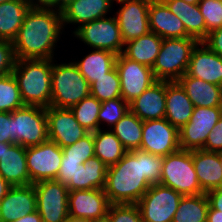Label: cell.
Wrapping results in <instances>:
<instances>
[{
    "label": "cell",
    "mask_w": 222,
    "mask_h": 222,
    "mask_svg": "<svg viewBox=\"0 0 222 222\" xmlns=\"http://www.w3.org/2000/svg\"><path fill=\"white\" fill-rule=\"evenodd\" d=\"M163 156L142 150L127 152L108 166L104 192L111 204H136L151 185L159 184Z\"/></svg>",
    "instance_id": "6da1fadb"
},
{
    "label": "cell",
    "mask_w": 222,
    "mask_h": 222,
    "mask_svg": "<svg viewBox=\"0 0 222 222\" xmlns=\"http://www.w3.org/2000/svg\"><path fill=\"white\" fill-rule=\"evenodd\" d=\"M62 29L64 27L61 11L30 8L12 41L16 60L53 59Z\"/></svg>",
    "instance_id": "7a4b0ae2"
},
{
    "label": "cell",
    "mask_w": 222,
    "mask_h": 222,
    "mask_svg": "<svg viewBox=\"0 0 222 222\" xmlns=\"http://www.w3.org/2000/svg\"><path fill=\"white\" fill-rule=\"evenodd\" d=\"M53 59H18L12 71L24 105L48 108L51 105Z\"/></svg>",
    "instance_id": "3957f363"
},
{
    "label": "cell",
    "mask_w": 222,
    "mask_h": 222,
    "mask_svg": "<svg viewBox=\"0 0 222 222\" xmlns=\"http://www.w3.org/2000/svg\"><path fill=\"white\" fill-rule=\"evenodd\" d=\"M54 62L55 60L51 74L50 106L70 109L91 94L90 85L72 61L61 64Z\"/></svg>",
    "instance_id": "277c9868"
},
{
    "label": "cell",
    "mask_w": 222,
    "mask_h": 222,
    "mask_svg": "<svg viewBox=\"0 0 222 222\" xmlns=\"http://www.w3.org/2000/svg\"><path fill=\"white\" fill-rule=\"evenodd\" d=\"M197 43L192 37L163 39L152 67L156 80L178 81L186 73L192 50Z\"/></svg>",
    "instance_id": "5b68a950"
},
{
    "label": "cell",
    "mask_w": 222,
    "mask_h": 222,
    "mask_svg": "<svg viewBox=\"0 0 222 222\" xmlns=\"http://www.w3.org/2000/svg\"><path fill=\"white\" fill-rule=\"evenodd\" d=\"M160 184L182 196L205 193L200 185L192 160V151L179 149L163 157Z\"/></svg>",
    "instance_id": "8992f818"
},
{
    "label": "cell",
    "mask_w": 222,
    "mask_h": 222,
    "mask_svg": "<svg viewBox=\"0 0 222 222\" xmlns=\"http://www.w3.org/2000/svg\"><path fill=\"white\" fill-rule=\"evenodd\" d=\"M15 144L25 148L49 140L46 108L24 105L13 111Z\"/></svg>",
    "instance_id": "52a82bcc"
},
{
    "label": "cell",
    "mask_w": 222,
    "mask_h": 222,
    "mask_svg": "<svg viewBox=\"0 0 222 222\" xmlns=\"http://www.w3.org/2000/svg\"><path fill=\"white\" fill-rule=\"evenodd\" d=\"M72 34L93 49L107 50L116 55L123 53L125 43L116 17L106 16L82 24Z\"/></svg>",
    "instance_id": "ba28073f"
},
{
    "label": "cell",
    "mask_w": 222,
    "mask_h": 222,
    "mask_svg": "<svg viewBox=\"0 0 222 222\" xmlns=\"http://www.w3.org/2000/svg\"><path fill=\"white\" fill-rule=\"evenodd\" d=\"M33 185L42 222H66L69 217L67 186L56 179L38 181Z\"/></svg>",
    "instance_id": "9c48e42d"
},
{
    "label": "cell",
    "mask_w": 222,
    "mask_h": 222,
    "mask_svg": "<svg viewBox=\"0 0 222 222\" xmlns=\"http://www.w3.org/2000/svg\"><path fill=\"white\" fill-rule=\"evenodd\" d=\"M182 195L162 184L151 185L136 203L142 222H172Z\"/></svg>",
    "instance_id": "30bf717a"
},
{
    "label": "cell",
    "mask_w": 222,
    "mask_h": 222,
    "mask_svg": "<svg viewBox=\"0 0 222 222\" xmlns=\"http://www.w3.org/2000/svg\"><path fill=\"white\" fill-rule=\"evenodd\" d=\"M221 117L222 107H194L190 120L178 130L180 149H203L208 134Z\"/></svg>",
    "instance_id": "8fae6325"
},
{
    "label": "cell",
    "mask_w": 222,
    "mask_h": 222,
    "mask_svg": "<svg viewBox=\"0 0 222 222\" xmlns=\"http://www.w3.org/2000/svg\"><path fill=\"white\" fill-rule=\"evenodd\" d=\"M115 67L120 77L121 96L127 103L157 81L151 67L131 60L123 53L117 55Z\"/></svg>",
    "instance_id": "7c38bea8"
},
{
    "label": "cell",
    "mask_w": 222,
    "mask_h": 222,
    "mask_svg": "<svg viewBox=\"0 0 222 222\" xmlns=\"http://www.w3.org/2000/svg\"><path fill=\"white\" fill-rule=\"evenodd\" d=\"M62 156V148L50 140L27 147L26 163L31 182L34 184L42 180L56 179Z\"/></svg>",
    "instance_id": "4fadbf2b"
},
{
    "label": "cell",
    "mask_w": 222,
    "mask_h": 222,
    "mask_svg": "<svg viewBox=\"0 0 222 222\" xmlns=\"http://www.w3.org/2000/svg\"><path fill=\"white\" fill-rule=\"evenodd\" d=\"M179 149L178 129L165 118L143 121L139 150L164 157Z\"/></svg>",
    "instance_id": "5bb4252c"
},
{
    "label": "cell",
    "mask_w": 222,
    "mask_h": 222,
    "mask_svg": "<svg viewBox=\"0 0 222 222\" xmlns=\"http://www.w3.org/2000/svg\"><path fill=\"white\" fill-rule=\"evenodd\" d=\"M121 8L116 11V19L124 43L150 32L148 9L151 0H115Z\"/></svg>",
    "instance_id": "9a60e30c"
},
{
    "label": "cell",
    "mask_w": 222,
    "mask_h": 222,
    "mask_svg": "<svg viewBox=\"0 0 222 222\" xmlns=\"http://www.w3.org/2000/svg\"><path fill=\"white\" fill-rule=\"evenodd\" d=\"M48 137L61 148L70 146L89 133L82 127L73 112L67 108H46Z\"/></svg>",
    "instance_id": "2e32d148"
},
{
    "label": "cell",
    "mask_w": 222,
    "mask_h": 222,
    "mask_svg": "<svg viewBox=\"0 0 222 222\" xmlns=\"http://www.w3.org/2000/svg\"><path fill=\"white\" fill-rule=\"evenodd\" d=\"M111 203L103 189L69 191V217L96 220L107 215Z\"/></svg>",
    "instance_id": "e0dca14e"
},
{
    "label": "cell",
    "mask_w": 222,
    "mask_h": 222,
    "mask_svg": "<svg viewBox=\"0 0 222 222\" xmlns=\"http://www.w3.org/2000/svg\"><path fill=\"white\" fill-rule=\"evenodd\" d=\"M186 74L222 86V57L198 42L192 50Z\"/></svg>",
    "instance_id": "ac0fdd59"
},
{
    "label": "cell",
    "mask_w": 222,
    "mask_h": 222,
    "mask_svg": "<svg viewBox=\"0 0 222 222\" xmlns=\"http://www.w3.org/2000/svg\"><path fill=\"white\" fill-rule=\"evenodd\" d=\"M37 211L34 185L12 186L0 201V222H14Z\"/></svg>",
    "instance_id": "d6986e66"
},
{
    "label": "cell",
    "mask_w": 222,
    "mask_h": 222,
    "mask_svg": "<svg viewBox=\"0 0 222 222\" xmlns=\"http://www.w3.org/2000/svg\"><path fill=\"white\" fill-rule=\"evenodd\" d=\"M129 109L142 121L164 118L166 110V81L157 80L139 97L129 103Z\"/></svg>",
    "instance_id": "ffe728a7"
},
{
    "label": "cell",
    "mask_w": 222,
    "mask_h": 222,
    "mask_svg": "<svg viewBox=\"0 0 222 222\" xmlns=\"http://www.w3.org/2000/svg\"><path fill=\"white\" fill-rule=\"evenodd\" d=\"M148 17L150 32L162 39L190 37L182 21L161 0L150 1Z\"/></svg>",
    "instance_id": "44dd1931"
},
{
    "label": "cell",
    "mask_w": 222,
    "mask_h": 222,
    "mask_svg": "<svg viewBox=\"0 0 222 222\" xmlns=\"http://www.w3.org/2000/svg\"><path fill=\"white\" fill-rule=\"evenodd\" d=\"M0 175L11 186L32 185L26 163V148L19 144L4 147L0 158Z\"/></svg>",
    "instance_id": "7402d4cb"
},
{
    "label": "cell",
    "mask_w": 222,
    "mask_h": 222,
    "mask_svg": "<svg viewBox=\"0 0 222 222\" xmlns=\"http://www.w3.org/2000/svg\"><path fill=\"white\" fill-rule=\"evenodd\" d=\"M192 160L199 185L205 193L222 187L220 152L192 150Z\"/></svg>",
    "instance_id": "603a6c76"
},
{
    "label": "cell",
    "mask_w": 222,
    "mask_h": 222,
    "mask_svg": "<svg viewBox=\"0 0 222 222\" xmlns=\"http://www.w3.org/2000/svg\"><path fill=\"white\" fill-rule=\"evenodd\" d=\"M115 0H76L66 6L62 12L63 27L67 24H82L106 17Z\"/></svg>",
    "instance_id": "cb8c5ba5"
},
{
    "label": "cell",
    "mask_w": 222,
    "mask_h": 222,
    "mask_svg": "<svg viewBox=\"0 0 222 222\" xmlns=\"http://www.w3.org/2000/svg\"><path fill=\"white\" fill-rule=\"evenodd\" d=\"M194 105L178 81H166V110L164 118L178 130L187 124Z\"/></svg>",
    "instance_id": "d4e9b609"
},
{
    "label": "cell",
    "mask_w": 222,
    "mask_h": 222,
    "mask_svg": "<svg viewBox=\"0 0 222 222\" xmlns=\"http://www.w3.org/2000/svg\"><path fill=\"white\" fill-rule=\"evenodd\" d=\"M195 107H222V86L188 76L178 80Z\"/></svg>",
    "instance_id": "484cf974"
},
{
    "label": "cell",
    "mask_w": 222,
    "mask_h": 222,
    "mask_svg": "<svg viewBox=\"0 0 222 222\" xmlns=\"http://www.w3.org/2000/svg\"><path fill=\"white\" fill-rule=\"evenodd\" d=\"M183 23L187 34L203 42L206 39V23L198 4L183 0H161Z\"/></svg>",
    "instance_id": "4316f807"
},
{
    "label": "cell",
    "mask_w": 222,
    "mask_h": 222,
    "mask_svg": "<svg viewBox=\"0 0 222 222\" xmlns=\"http://www.w3.org/2000/svg\"><path fill=\"white\" fill-rule=\"evenodd\" d=\"M116 58L117 55L113 52L93 49L82 60L73 61V63L88 81L89 85H91L115 67Z\"/></svg>",
    "instance_id": "83f0119b"
},
{
    "label": "cell",
    "mask_w": 222,
    "mask_h": 222,
    "mask_svg": "<svg viewBox=\"0 0 222 222\" xmlns=\"http://www.w3.org/2000/svg\"><path fill=\"white\" fill-rule=\"evenodd\" d=\"M162 38L153 32H149L137 39L125 43L123 54L138 63L153 67L158 56Z\"/></svg>",
    "instance_id": "f1b7e54d"
},
{
    "label": "cell",
    "mask_w": 222,
    "mask_h": 222,
    "mask_svg": "<svg viewBox=\"0 0 222 222\" xmlns=\"http://www.w3.org/2000/svg\"><path fill=\"white\" fill-rule=\"evenodd\" d=\"M29 9L26 0H12L0 4V40H14Z\"/></svg>",
    "instance_id": "f546056e"
},
{
    "label": "cell",
    "mask_w": 222,
    "mask_h": 222,
    "mask_svg": "<svg viewBox=\"0 0 222 222\" xmlns=\"http://www.w3.org/2000/svg\"><path fill=\"white\" fill-rule=\"evenodd\" d=\"M127 152L111 129L94 132V154L107 166L118 163Z\"/></svg>",
    "instance_id": "4dcf8cb0"
},
{
    "label": "cell",
    "mask_w": 222,
    "mask_h": 222,
    "mask_svg": "<svg viewBox=\"0 0 222 222\" xmlns=\"http://www.w3.org/2000/svg\"><path fill=\"white\" fill-rule=\"evenodd\" d=\"M143 121L130 110L112 128L124 148L130 152L138 150L142 141Z\"/></svg>",
    "instance_id": "1f68e13d"
},
{
    "label": "cell",
    "mask_w": 222,
    "mask_h": 222,
    "mask_svg": "<svg viewBox=\"0 0 222 222\" xmlns=\"http://www.w3.org/2000/svg\"><path fill=\"white\" fill-rule=\"evenodd\" d=\"M107 168L96 156L81 163L76 173V190L104 189Z\"/></svg>",
    "instance_id": "d6a6232c"
},
{
    "label": "cell",
    "mask_w": 222,
    "mask_h": 222,
    "mask_svg": "<svg viewBox=\"0 0 222 222\" xmlns=\"http://www.w3.org/2000/svg\"><path fill=\"white\" fill-rule=\"evenodd\" d=\"M208 208L205 193L182 196L172 222H206Z\"/></svg>",
    "instance_id": "836d02e7"
},
{
    "label": "cell",
    "mask_w": 222,
    "mask_h": 222,
    "mask_svg": "<svg viewBox=\"0 0 222 222\" xmlns=\"http://www.w3.org/2000/svg\"><path fill=\"white\" fill-rule=\"evenodd\" d=\"M100 108L101 102L90 94L79 103L72 106L70 110L82 127L89 132H95L99 129L98 114Z\"/></svg>",
    "instance_id": "e575fe53"
},
{
    "label": "cell",
    "mask_w": 222,
    "mask_h": 222,
    "mask_svg": "<svg viewBox=\"0 0 222 222\" xmlns=\"http://www.w3.org/2000/svg\"><path fill=\"white\" fill-rule=\"evenodd\" d=\"M91 95L100 102L120 98V77L116 67L90 85Z\"/></svg>",
    "instance_id": "d590c367"
},
{
    "label": "cell",
    "mask_w": 222,
    "mask_h": 222,
    "mask_svg": "<svg viewBox=\"0 0 222 222\" xmlns=\"http://www.w3.org/2000/svg\"><path fill=\"white\" fill-rule=\"evenodd\" d=\"M24 106L13 74L0 77V112H13Z\"/></svg>",
    "instance_id": "8d00e7d4"
},
{
    "label": "cell",
    "mask_w": 222,
    "mask_h": 222,
    "mask_svg": "<svg viewBox=\"0 0 222 222\" xmlns=\"http://www.w3.org/2000/svg\"><path fill=\"white\" fill-rule=\"evenodd\" d=\"M129 110V103L122 97L101 102L98 114L99 129L104 123L111 129Z\"/></svg>",
    "instance_id": "74e56055"
},
{
    "label": "cell",
    "mask_w": 222,
    "mask_h": 222,
    "mask_svg": "<svg viewBox=\"0 0 222 222\" xmlns=\"http://www.w3.org/2000/svg\"><path fill=\"white\" fill-rule=\"evenodd\" d=\"M206 23V38L210 32L222 27V0H200L198 3Z\"/></svg>",
    "instance_id": "f35d334b"
},
{
    "label": "cell",
    "mask_w": 222,
    "mask_h": 222,
    "mask_svg": "<svg viewBox=\"0 0 222 222\" xmlns=\"http://www.w3.org/2000/svg\"><path fill=\"white\" fill-rule=\"evenodd\" d=\"M63 156L67 159L84 160V163L95 156L94 132H89L74 144L62 148Z\"/></svg>",
    "instance_id": "ab89813d"
},
{
    "label": "cell",
    "mask_w": 222,
    "mask_h": 222,
    "mask_svg": "<svg viewBox=\"0 0 222 222\" xmlns=\"http://www.w3.org/2000/svg\"><path fill=\"white\" fill-rule=\"evenodd\" d=\"M107 217L110 222H142L137 204H111Z\"/></svg>",
    "instance_id": "60d3db41"
},
{
    "label": "cell",
    "mask_w": 222,
    "mask_h": 222,
    "mask_svg": "<svg viewBox=\"0 0 222 222\" xmlns=\"http://www.w3.org/2000/svg\"><path fill=\"white\" fill-rule=\"evenodd\" d=\"M81 163H84V160L67 159V157L62 156L56 180L66 185L69 191L76 190V173L81 167Z\"/></svg>",
    "instance_id": "b9f144b4"
},
{
    "label": "cell",
    "mask_w": 222,
    "mask_h": 222,
    "mask_svg": "<svg viewBox=\"0 0 222 222\" xmlns=\"http://www.w3.org/2000/svg\"><path fill=\"white\" fill-rule=\"evenodd\" d=\"M16 57L12 42L0 40V77L12 73Z\"/></svg>",
    "instance_id": "7bdbcfd3"
},
{
    "label": "cell",
    "mask_w": 222,
    "mask_h": 222,
    "mask_svg": "<svg viewBox=\"0 0 222 222\" xmlns=\"http://www.w3.org/2000/svg\"><path fill=\"white\" fill-rule=\"evenodd\" d=\"M0 142L15 144L13 112H0Z\"/></svg>",
    "instance_id": "ee69618b"
},
{
    "label": "cell",
    "mask_w": 222,
    "mask_h": 222,
    "mask_svg": "<svg viewBox=\"0 0 222 222\" xmlns=\"http://www.w3.org/2000/svg\"><path fill=\"white\" fill-rule=\"evenodd\" d=\"M203 150L212 152L222 151V117L208 134Z\"/></svg>",
    "instance_id": "f6af8a7d"
},
{
    "label": "cell",
    "mask_w": 222,
    "mask_h": 222,
    "mask_svg": "<svg viewBox=\"0 0 222 222\" xmlns=\"http://www.w3.org/2000/svg\"><path fill=\"white\" fill-rule=\"evenodd\" d=\"M203 43L222 57V27L210 32Z\"/></svg>",
    "instance_id": "bcb514c9"
},
{
    "label": "cell",
    "mask_w": 222,
    "mask_h": 222,
    "mask_svg": "<svg viewBox=\"0 0 222 222\" xmlns=\"http://www.w3.org/2000/svg\"><path fill=\"white\" fill-rule=\"evenodd\" d=\"M207 195L209 206L212 209L222 211V187L212 189L205 193Z\"/></svg>",
    "instance_id": "7dc6e473"
},
{
    "label": "cell",
    "mask_w": 222,
    "mask_h": 222,
    "mask_svg": "<svg viewBox=\"0 0 222 222\" xmlns=\"http://www.w3.org/2000/svg\"><path fill=\"white\" fill-rule=\"evenodd\" d=\"M31 9L57 10V0H26Z\"/></svg>",
    "instance_id": "c3c4849f"
},
{
    "label": "cell",
    "mask_w": 222,
    "mask_h": 222,
    "mask_svg": "<svg viewBox=\"0 0 222 222\" xmlns=\"http://www.w3.org/2000/svg\"><path fill=\"white\" fill-rule=\"evenodd\" d=\"M206 222H222V211L212 209L209 206Z\"/></svg>",
    "instance_id": "681fc988"
},
{
    "label": "cell",
    "mask_w": 222,
    "mask_h": 222,
    "mask_svg": "<svg viewBox=\"0 0 222 222\" xmlns=\"http://www.w3.org/2000/svg\"><path fill=\"white\" fill-rule=\"evenodd\" d=\"M14 222H42L41 216L37 211L34 213H29L25 216H21Z\"/></svg>",
    "instance_id": "f907efd6"
},
{
    "label": "cell",
    "mask_w": 222,
    "mask_h": 222,
    "mask_svg": "<svg viewBox=\"0 0 222 222\" xmlns=\"http://www.w3.org/2000/svg\"><path fill=\"white\" fill-rule=\"evenodd\" d=\"M11 187L12 186L0 175V201L6 196Z\"/></svg>",
    "instance_id": "816d5d0a"
},
{
    "label": "cell",
    "mask_w": 222,
    "mask_h": 222,
    "mask_svg": "<svg viewBox=\"0 0 222 222\" xmlns=\"http://www.w3.org/2000/svg\"><path fill=\"white\" fill-rule=\"evenodd\" d=\"M73 1L76 0H57V10L62 11L66 6H68Z\"/></svg>",
    "instance_id": "f5cc1de1"
},
{
    "label": "cell",
    "mask_w": 222,
    "mask_h": 222,
    "mask_svg": "<svg viewBox=\"0 0 222 222\" xmlns=\"http://www.w3.org/2000/svg\"><path fill=\"white\" fill-rule=\"evenodd\" d=\"M66 222H90V220L82 219V218L68 217Z\"/></svg>",
    "instance_id": "db71d44e"
},
{
    "label": "cell",
    "mask_w": 222,
    "mask_h": 222,
    "mask_svg": "<svg viewBox=\"0 0 222 222\" xmlns=\"http://www.w3.org/2000/svg\"><path fill=\"white\" fill-rule=\"evenodd\" d=\"M11 145V143L0 142V158L4 153V147H10Z\"/></svg>",
    "instance_id": "11a10c76"
},
{
    "label": "cell",
    "mask_w": 222,
    "mask_h": 222,
    "mask_svg": "<svg viewBox=\"0 0 222 222\" xmlns=\"http://www.w3.org/2000/svg\"><path fill=\"white\" fill-rule=\"evenodd\" d=\"M90 222H110L109 218L107 217V215L103 218L100 219H96V220H92Z\"/></svg>",
    "instance_id": "9f6ffc18"
},
{
    "label": "cell",
    "mask_w": 222,
    "mask_h": 222,
    "mask_svg": "<svg viewBox=\"0 0 222 222\" xmlns=\"http://www.w3.org/2000/svg\"><path fill=\"white\" fill-rule=\"evenodd\" d=\"M189 4H198L200 2V0H183Z\"/></svg>",
    "instance_id": "6f0895ef"
},
{
    "label": "cell",
    "mask_w": 222,
    "mask_h": 222,
    "mask_svg": "<svg viewBox=\"0 0 222 222\" xmlns=\"http://www.w3.org/2000/svg\"><path fill=\"white\" fill-rule=\"evenodd\" d=\"M220 165L222 167V151L220 152Z\"/></svg>",
    "instance_id": "680465c9"
},
{
    "label": "cell",
    "mask_w": 222,
    "mask_h": 222,
    "mask_svg": "<svg viewBox=\"0 0 222 222\" xmlns=\"http://www.w3.org/2000/svg\"><path fill=\"white\" fill-rule=\"evenodd\" d=\"M8 1H12V0H0V4L3 2H8Z\"/></svg>",
    "instance_id": "91938a15"
}]
</instances>
